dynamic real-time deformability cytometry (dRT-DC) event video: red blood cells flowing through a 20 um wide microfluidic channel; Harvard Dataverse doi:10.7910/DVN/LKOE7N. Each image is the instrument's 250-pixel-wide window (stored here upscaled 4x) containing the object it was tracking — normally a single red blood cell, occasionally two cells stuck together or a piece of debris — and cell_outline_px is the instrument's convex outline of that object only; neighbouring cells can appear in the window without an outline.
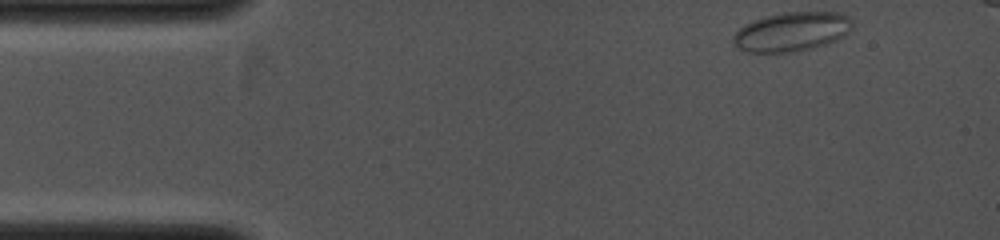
{"species": "common noctule bat (a hibernating species)", "species_latin": "Nyctalus noctula", "temperature_condition": "cold", "stored_images_in_passage": 40, "camera_frame_rate_fps": 4000, "um_per_image_px": 0.085, "animal": {"sex": "female", "body_mass_g": 19.0, "forearm_length_mm": 53.3}, "frame": {"image": 1, "passage_image": 1, "time_ms": 0.0, "image_size_px": [1000, 240], "cell_outline_px": [[852, 28], [844, 36], [836, 40], [812, 48], [796, 52], [748, 52], [740, 48], [732, 40], [732, 36], [744, 24], [752, 20], [784, 12], [840, 12], [848, 16], [852, 20]], "centroid_in_image_um": [67.32, 2.69], "position_along_channel_um": 17.7, "area_um2": 27.17}}
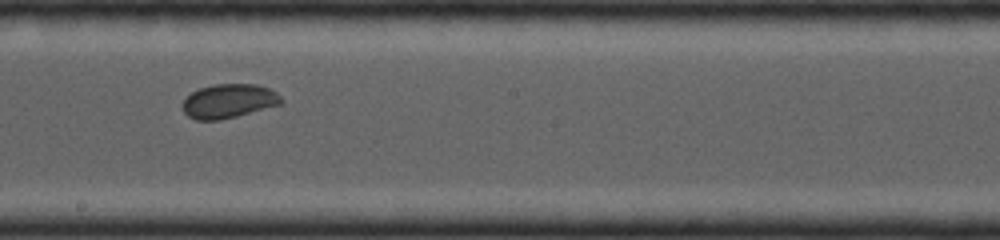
{"frame": {"image": 2, "passage_image": 26, "time_ms": 5.5, "image_size_px": [1000, 240], "cell_outline_px": [[284, 100], [280, 104], [236, 116], [220, 120], [196, 120], [188, 116], [180, 108], [180, 104], [192, 92], [200, 88], [212, 84], [256, 84], [268, 88], [276, 92]], "centroid_in_image_um": [19.4, 8.59], "position_along_channel_um": 228.8, "area_um2": 19.59}}
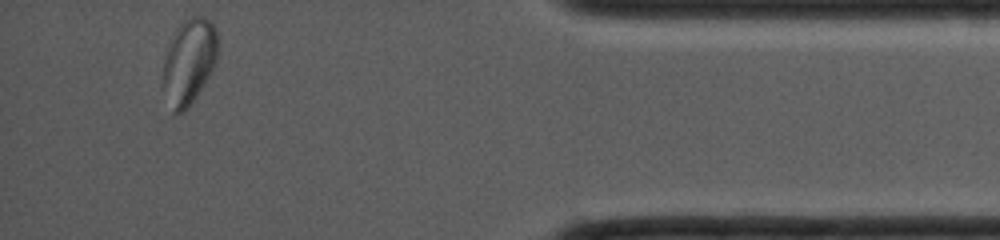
{"frame": {"image": 3, "passage_image": 40, "time_ms": 9.75, "image_size_px": [1000, 240], "cell_outline_px": [[216, 64], [204, 84], [188, 108], [184, 112], [176, 116], [172, 112], [160, 84], [160, 76], [164, 60], [168, 48], [176, 28], [180, 24], [192, 16], [204, 16], [212, 20], [216, 28]], "centroid_in_image_um": [16.03, 5.28], "position_along_channel_um": 419.2, "area_um2": 27.74}}